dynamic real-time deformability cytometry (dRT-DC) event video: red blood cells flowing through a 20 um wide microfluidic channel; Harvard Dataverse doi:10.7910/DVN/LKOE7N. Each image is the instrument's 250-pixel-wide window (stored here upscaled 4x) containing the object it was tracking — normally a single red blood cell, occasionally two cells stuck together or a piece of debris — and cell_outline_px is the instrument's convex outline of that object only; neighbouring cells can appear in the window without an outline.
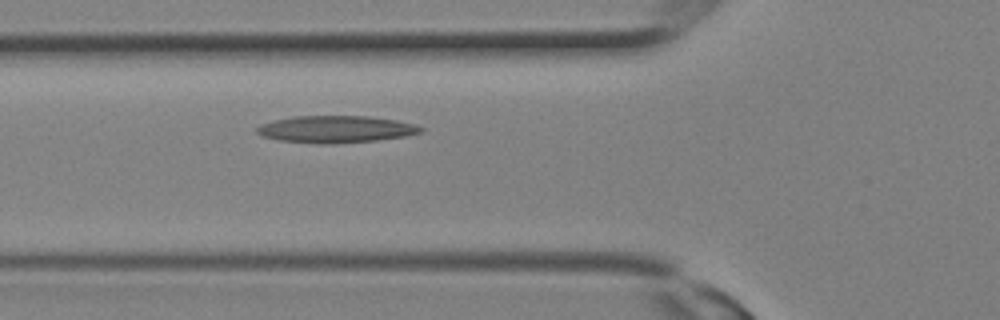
{"species": "Egyptian fruit bat (a non-hibernating species)", "species_latin": "Rousettus aegyptiacus", "temperature_condition": "room temperature", "stored_images_in_passage": 8, "camera_frame_rate_fps": 3000, "um_per_image_px": 0.085, "animal": {"sex": "female"}, "frame": {"image": 1, "passage_image": 8, "time_ms": 2.333, "image_size_px": [1000, 320], "cell_outline_px": [[424, 132], [408, 136], [376, 140], [332, 144], [320, 144], [276, 140], [264, 136], [256, 132], [256, 128], [260, 124], [292, 116], [368, 116], [396, 120], [416, 124], [424, 128]], "centroid_in_image_um": [28.58, 10.99], "position_along_channel_um": 97.2, "area_um2": 26.01}}